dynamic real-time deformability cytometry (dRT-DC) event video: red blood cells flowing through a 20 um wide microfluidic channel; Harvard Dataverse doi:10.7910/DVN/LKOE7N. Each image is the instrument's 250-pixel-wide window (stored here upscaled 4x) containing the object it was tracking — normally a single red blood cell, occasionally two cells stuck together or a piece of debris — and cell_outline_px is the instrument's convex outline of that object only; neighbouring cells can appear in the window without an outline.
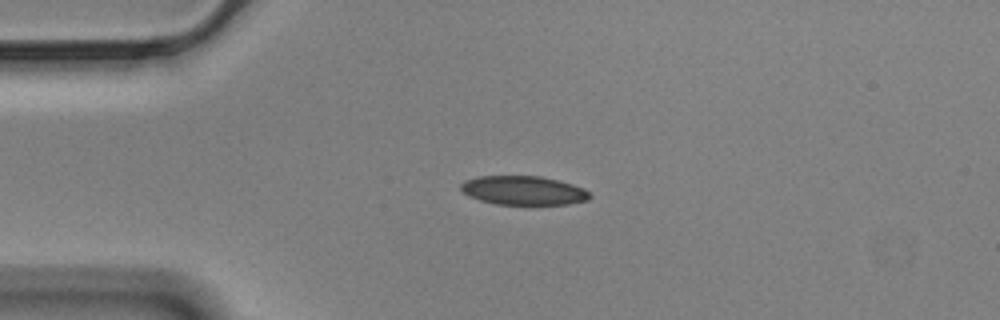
{"species": "Egyptian fruit bat (a non-hibernating species)", "species_latin": "Rousettus aegyptiacus", "temperature_condition": "cold", "stored_images_in_passage": 38, "camera_frame_rate_fps": 3000, "um_per_image_px": 0.085, "animal": {"sex": "male"}, "frame": {"image": 1, "passage_image": 1, "time_ms": 0.0, "image_size_px": [1000, 320], "cell_outline_px": [[592, 196], [588, 200], [568, 204], [496, 204], [480, 200], [464, 192], [460, 188], [460, 184], [464, 180], [480, 176], [540, 176], [560, 180], [584, 188]], "centroid_in_image_um": [44.52, 16.18], "position_along_channel_um": 40.5, "area_um2": 21.68}}
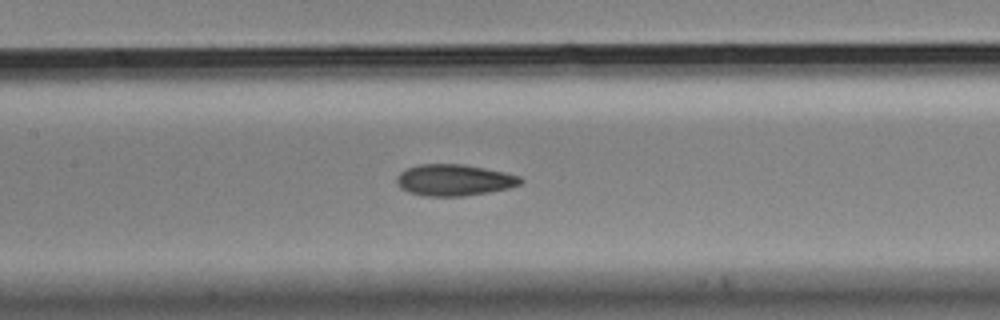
{"frame": {"image": 2, "passage_image": 14, "time_ms": 4.333, "image_size_px": [1000, 320], "cell_outline_px": [[524, 180], [520, 184], [508, 188], [488, 192], [464, 196], [424, 196], [408, 192], [400, 188], [396, 184], [396, 176], [400, 172], [408, 168], [420, 164], [464, 164], [504, 172], [520, 176]], "centroid_in_image_um": [38.58, 15.31], "position_along_channel_um": 168.8, "area_um2": 22.72}}
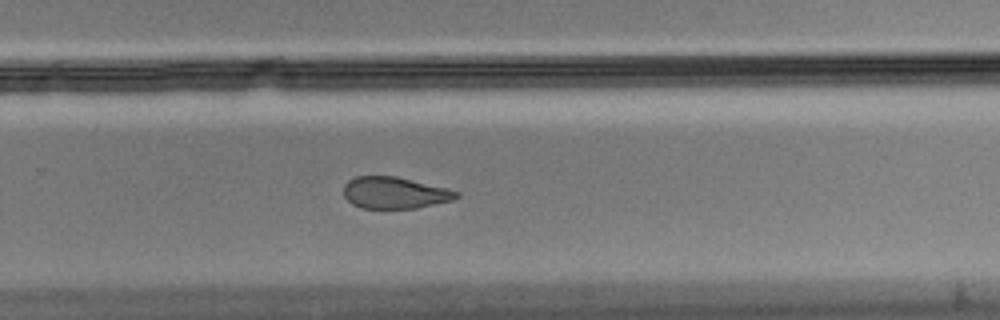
{"frame": {"image": 3, "passage_image": 25, "time_ms": 8.0, "image_size_px": [1000, 320], "cell_outline_px": [[460, 196], [452, 200], [416, 208], [360, 208], [352, 204], [344, 196], [344, 184], [348, 180], [356, 176], [396, 176], [460, 192]], "centroid_in_image_um": [33.51, 16.39], "position_along_channel_um": 296.3, "area_um2": 20.63}, "authors_computed_cell_mechanics": {"area_um2": 22.7732, "velocity_mm_per_s": 3.4927, "shape_relaxation_time_tau1_ms": 8.6407, "shape_relaxation_time_tau2_ms": 4.5454, "deformation_change_tau1": 0.159, "deformation_change_tau2": 0.1013}}